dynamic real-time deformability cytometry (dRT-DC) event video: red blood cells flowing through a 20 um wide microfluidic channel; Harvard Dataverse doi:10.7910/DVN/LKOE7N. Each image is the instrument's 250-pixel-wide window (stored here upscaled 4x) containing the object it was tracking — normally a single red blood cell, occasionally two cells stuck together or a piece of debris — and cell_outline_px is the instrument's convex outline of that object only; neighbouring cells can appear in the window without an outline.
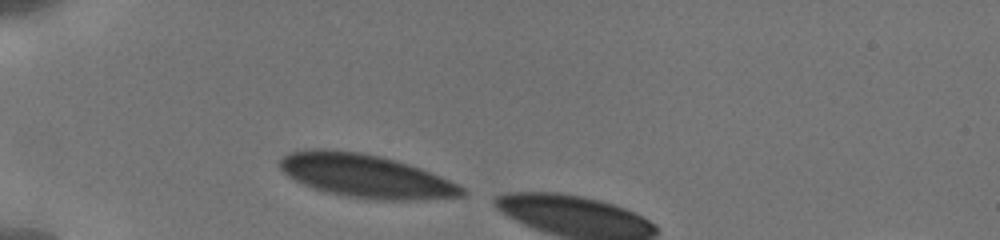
{"species": "human", "species_latin": "Homo sapiens", "temperature_condition": "cold", "stored_images_in_passage": 2, "camera_frame_rate_fps": 3000, "um_per_image_px": 0.085, "donor": {"sex": "male"}, "frame": {"image": 1, "passage_image": 1, "time_ms": 0.0, "image_size_px": [1000, 240], "cell_outline_px": [[468, 192], [464, 196], [424, 200], [376, 200], [344, 196], [324, 192], [312, 188], [288, 176], [280, 168], [280, 160], [288, 152], [304, 148], [324, 148], [360, 152], [380, 156], [408, 164], [420, 168], [440, 176], [464, 188]], "centroid_in_image_um": [31.06, 14.96], "position_along_channel_um": 53.9, "area_um2": 46.3}}